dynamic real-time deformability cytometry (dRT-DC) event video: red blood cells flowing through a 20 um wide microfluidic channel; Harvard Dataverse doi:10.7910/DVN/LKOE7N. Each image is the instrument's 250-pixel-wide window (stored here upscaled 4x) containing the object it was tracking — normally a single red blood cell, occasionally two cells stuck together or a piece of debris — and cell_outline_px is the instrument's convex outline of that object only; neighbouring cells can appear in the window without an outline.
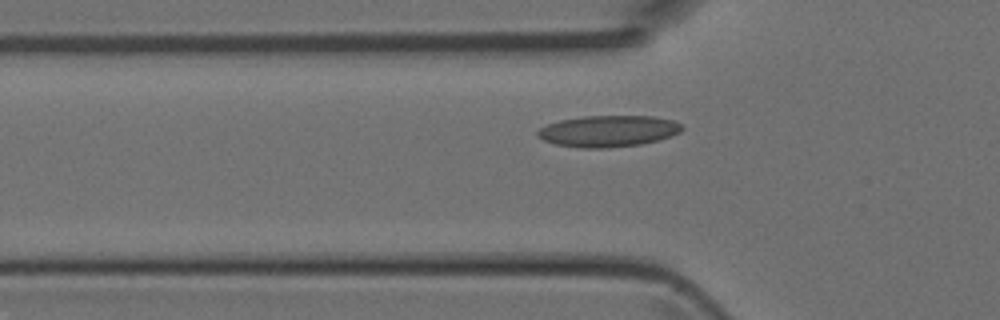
{"species": "Egyptian fruit bat (a non-hibernating species)", "species_latin": "Rousettus aegyptiacus", "temperature_condition": "room temperature", "stored_images_in_passage": 31, "camera_frame_rate_fps": 3000, "um_per_image_px": 0.085, "animal": {"sex": "female"}, "frame": {"image": 1, "passage_image": 5, "time_ms": 1.333, "image_size_px": [1000, 320], "cell_outline_px": [[684, 128], [680, 132], [672, 136], [640, 144], [604, 148], [580, 148], [556, 144], [544, 140], [536, 132], [540, 128], [548, 124], [560, 120], [584, 116], [652, 116], [672, 120], [684, 124]], "centroid_in_image_um": [51.74, 11.14], "position_along_channel_um": 74.1, "area_um2": 26.3}}
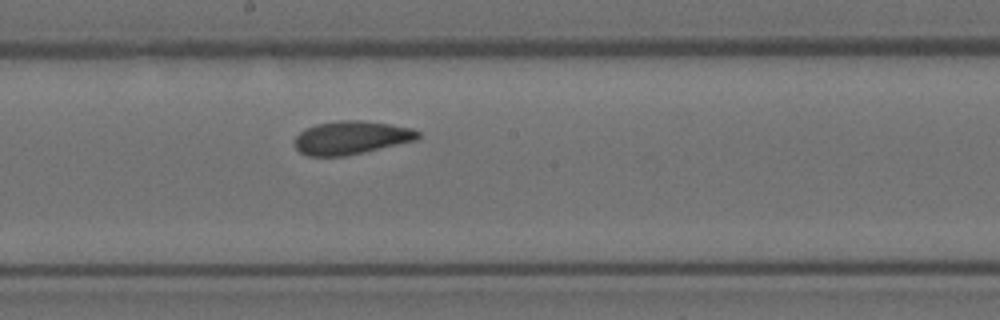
{"frame": {"image": 2, "passage_image": 15, "time_ms": 4.667, "image_size_px": [1000, 320], "cell_outline_px": [[420, 136], [416, 140], [344, 156], [308, 156], [300, 152], [296, 148], [296, 136], [304, 128], [316, 124], [340, 120], [360, 120], [388, 124], [412, 128], [420, 132]], "centroid_in_image_um": [29.84, 11.69], "position_along_channel_um": 218.4, "area_um2": 23.7}}
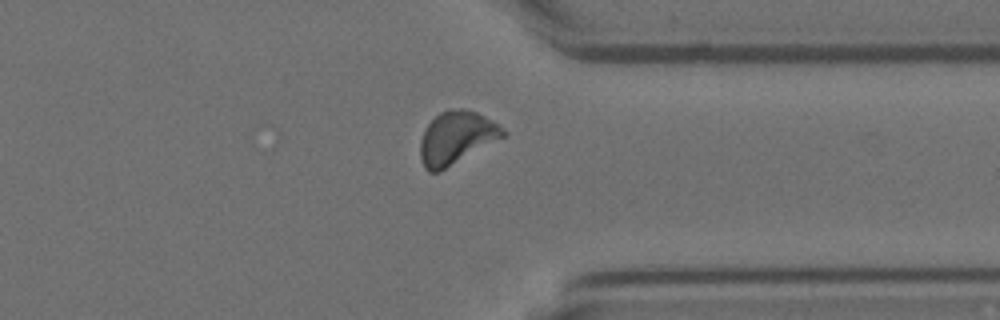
{"frame": {"image": 3, "passage_image": 26, "time_ms": 8.333, "image_size_px": [1000, 320], "cell_outline_px": [[508, 136], [440, 172], [428, 172], [424, 168], [420, 160], [420, 140], [428, 124], [440, 112], [448, 108], [464, 108], [476, 112], [492, 120], [504, 128], [508, 132]], "centroid_in_image_um": [38.83, 11.72], "position_along_channel_um": 372.6, "area_um2": 26.07}}